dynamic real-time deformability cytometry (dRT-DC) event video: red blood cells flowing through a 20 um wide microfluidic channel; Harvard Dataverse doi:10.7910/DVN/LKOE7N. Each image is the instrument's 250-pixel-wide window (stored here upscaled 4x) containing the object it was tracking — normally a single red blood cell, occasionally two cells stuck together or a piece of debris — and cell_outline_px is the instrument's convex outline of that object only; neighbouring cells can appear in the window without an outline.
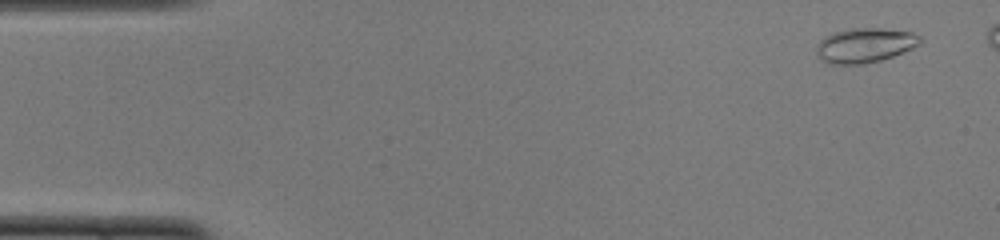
{"species": "common noctule bat (a hibernating species)", "species_latin": "Nyctalus noctula", "temperature_condition": "cold", "stored_images_in_passage": 45, "camera_frame_rate_fps": 3000, "um_per_image_px": 0.085, "animal": {"sex": "female", "body_mass_g": 22.0, "forearm_length_mm": 56.7}, "frame": {"image": 1, "passage_image": 3, "time_ms": 0.667, "image_size_px": [1000, 240], "cell_outline_px": [[920, 44], [912, 48], [892, 56], [880, 60], [864, 64], [828, 64], [820, 60], [816, 56], [816, 48], [820, 40], [824, 36], [832, 32], [852, 28], [880, 28], [912, 32], [920, 36]], "centroid_in_image_um": [73.45, 3.85], "position_along_channel_um": 11.5, "area_um2": 21.04}}
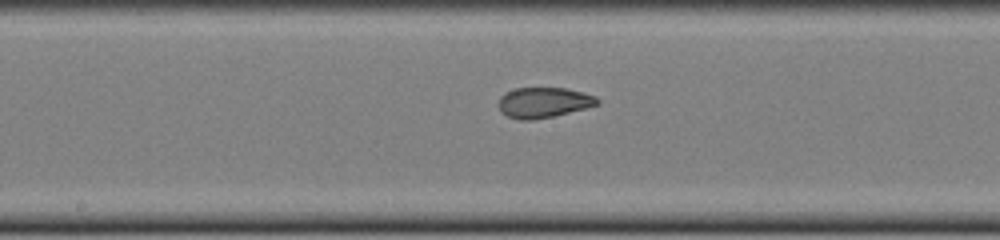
{"frame": {"image": 2, "passage_image": 26, "time_ms": 8.333, "image_size_px": [1000, 240], "cell_outline_px": [[600, 104], [552, 116], [532, 120], [520, 120], [508, 116], [500, 112], [500, 96], [504, 92], [516, 88], [564, 88], [584, 92], [596, 96], [600, 100]], "centroid_in_image_um": [46.21, 8.7], "position_along_channel_um": 202.0, "area_um2": 17.4}}
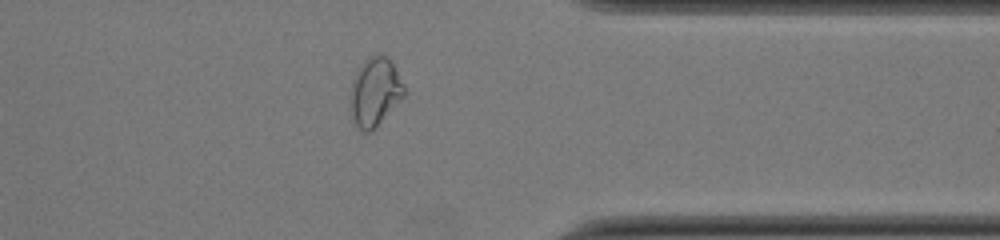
{"frame": {"image": 3, "passage_image": 40, "time_ms": 13.0, "image_size_px": [1000, 240], "cell_outline_px": [[404, 96], [372, 132], [364, 132], [356, 124], [352, 116], [352, 80], [356, 72], [364, 60], [368, 56], [376, 52], [380, 52], [392, 60], [404, 84]], "centroid_in_image_um": [31.91, 7.75], "position_along_channel_um": 379.5, "area_um2": 21.44}, "authors_computed_cell_mechanics": {"area_um2": 18.8428, "velocity_mm_per_s": 3.9854, "shape_relaxation_time_tau1_ms": null, "shape_relaxation_time_tau2_ms": 1.1616, "deformation_change_tau1": null, "deformation_change_tau2": 0.0613}}